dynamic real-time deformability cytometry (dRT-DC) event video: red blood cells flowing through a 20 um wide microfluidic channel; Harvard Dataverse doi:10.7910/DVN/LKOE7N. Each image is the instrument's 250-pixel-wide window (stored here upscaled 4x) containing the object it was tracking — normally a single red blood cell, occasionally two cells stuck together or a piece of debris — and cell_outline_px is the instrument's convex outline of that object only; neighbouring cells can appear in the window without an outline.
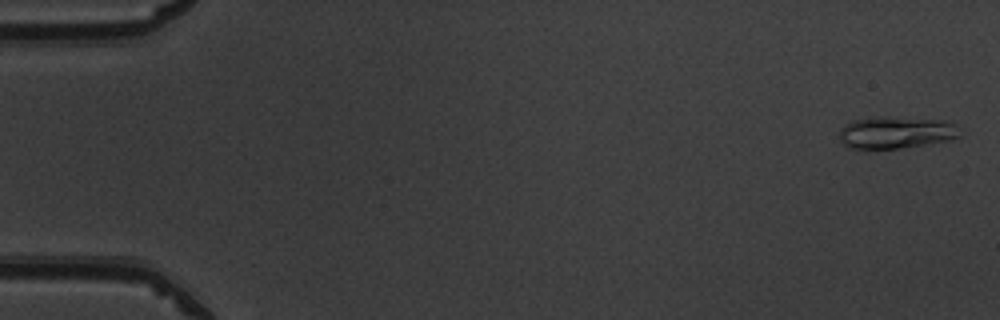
{"species": "common noctule bat (a hibernating species)", "species_latin": "Nyctalus noctula", "temperature_condition": "warm", "stored_images_in_passage": 51, "camera_frame_rate_fps": 3000, "um_per_image_px": 0.085, "animal": {"sex": "male", "body_mass_g": 19.5, "forearm_length_mm": 54.6}, "frame": {"image": 1, "passage_image": 2, "time_ms": 0.333, "image_size_px": [1000, 320], "cell_outline_px": [[960, 136], [948, 140], [900, 148], [864, 152], [848, 148], [840, 140], [840, 128], [844, 124], [852, 120], [884, 116], [944, 120], [952, 124]], "centroid_in_image_um": [76.01, 11.3], "position_along_channel_um": 9.0, "area_um2": 22.89}}
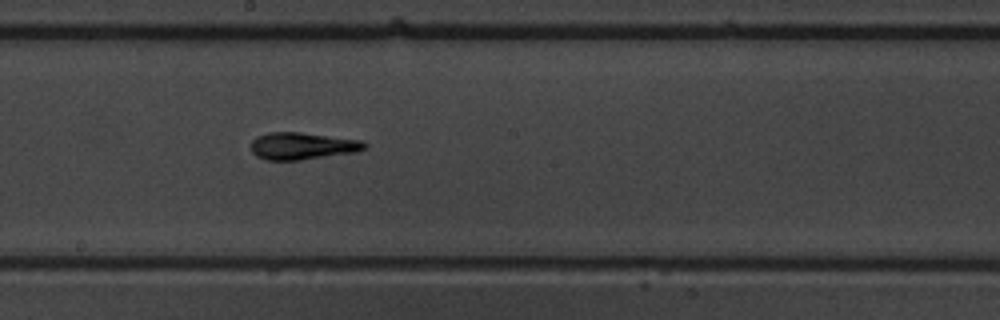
{"frame": {"image": 2, "passage_image": 29, "time_ms": 9.333, "image_size_px": [1000, 320], "cell_outline_px": [[368, 148], [356, 152], [300, 160], [264, 160], [256, 156], [252, 152], [252, 140], [256, 136], [268, 132], [300, 132], [360, 140], [368, 144]], "centroid_in_image_um": [25.7, 12.41], "position_along_channel_um": 222.5, "area_um2": 18.03}}
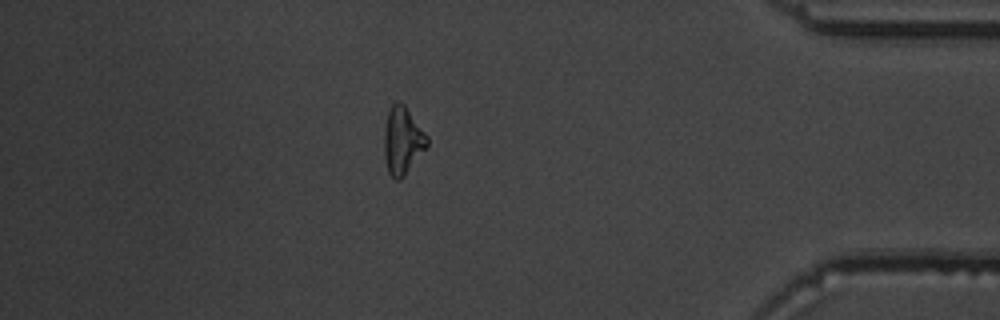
{"frame": {"image": 3, "passage_image": 45, "time_ms": 14.667, "image_size_px": [1000, 320], "cell_outline_px": [[428, 148], [404, 176], [400, 180], [396, 180], [388, 172], [384, 156], [384, 128], [388, 112], [392, 104], [396, 100], [404, 104], [428, 136]], "centroid_in_image_um": [34.23, 11.96], "position_along_channel_um": 401.0, "area_um2": 17.11}, "authors_computed_cell_mechanics": {"area_um2": 17.4556, "velocity_mm_per_s": 4.0202, "shape_relaxation_time_tau1_ms": 6.125, "shape_relaxation_time_tau2_ms": 3.0679, "deformation_change_tau1": 0.1747, "deformation_change_tau2": 0.0942}}